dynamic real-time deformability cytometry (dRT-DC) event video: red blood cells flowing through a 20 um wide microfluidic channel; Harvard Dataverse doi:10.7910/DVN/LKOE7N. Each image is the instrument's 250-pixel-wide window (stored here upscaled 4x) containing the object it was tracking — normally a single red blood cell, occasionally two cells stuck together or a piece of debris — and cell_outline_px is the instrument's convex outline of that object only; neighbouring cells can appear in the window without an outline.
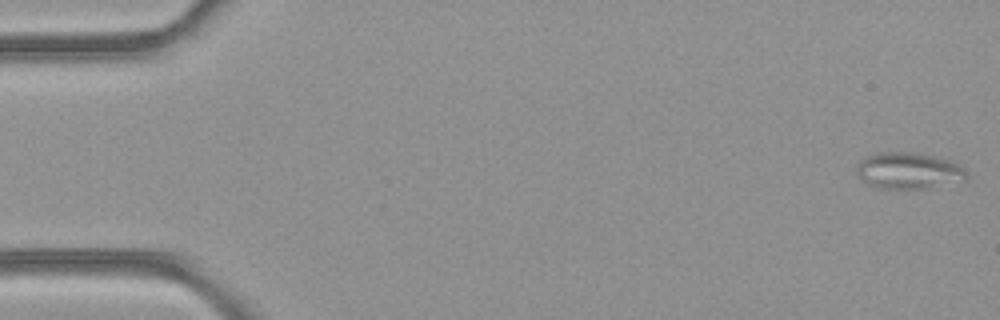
{"species": "common noctule bat (a hibernating species)", "species_latin": "Nyctalus noctula", "temperature_condition": "room temperature", "stored_images_in_passage": 5, "camera_frame_rate_fps": 3000, "um_per_image_px": 0.085, "animal": {"sex": "female", "body_mass_g": 21.9}, "frame": {"image": 1, "passage_image": 1, "time_ms": 0.0, "image_size_px": [1000, 320], "cell_outline_px": [[968, 180], [928, 188], [876, 188], [868, 184], [856, 176], [856, 164], [864, 156], [880, 152], [908, 152], [940, 156], [952, 160], [960, 164], [968, 172]], "centroid_in_image_um": [77.25, 14.5], "position_along_channel_um": 7.7, "area_um2": 23.99}}
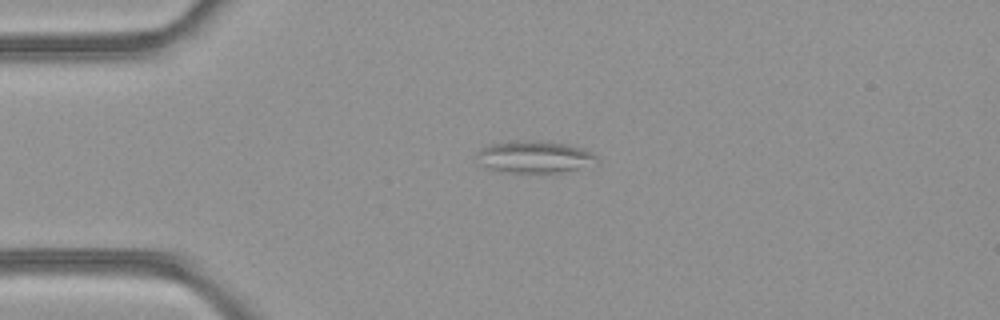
{"frame": {"image": 2, "passage_image": 4, "time_ms": 1.0, "image_size_px": [1000, 320], "cell_outline_px": [[596, 156], [576, 168], [560, 172], [512, 172], [488, 168], [480, 164], [476, 156], [476, 152], [492, 144], [520, 140], [564, 144], [584, 148], [592, 152]], "centroid_in_image_um": [45.3, 13.32], "position_along_channel_um": 39.7, "area_um2": 21.21}}